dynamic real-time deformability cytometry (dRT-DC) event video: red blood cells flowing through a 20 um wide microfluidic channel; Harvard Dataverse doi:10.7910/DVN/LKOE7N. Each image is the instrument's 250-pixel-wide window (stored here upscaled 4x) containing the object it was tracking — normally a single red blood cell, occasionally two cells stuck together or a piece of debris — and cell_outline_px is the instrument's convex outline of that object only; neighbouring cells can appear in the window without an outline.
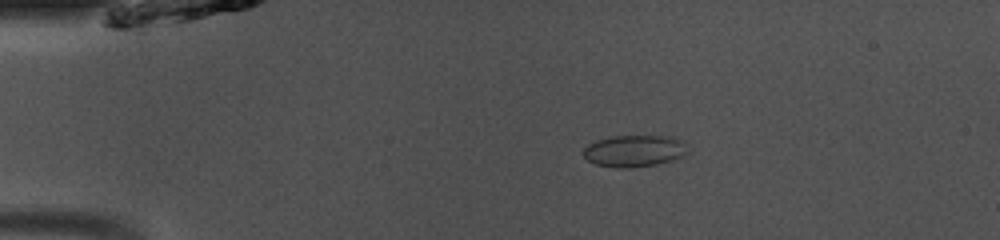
{"species": "common noctule bat (a hibernating species)", "species_latin": "Nyctalus noctula", "temperature_condition": "room temperature", "stored_images_in_passage": 48, "camera_frame_rate_fps": 3000, "um_per_image_px": 0.085, "animal": {"sex": "male", "body_mass_g": 13.0, "forearm_length_mm": 53.1}, "frame": {"image": 1, "passage_image": 9, "time_ms": 2.667, "image_size_px": [1000, 240], "cell_outline_px": [[692, 152], [684, 156], [672, 160], [656, 164], [632, 168], [616, 168], [596, 164], [588, 160], [584, 156], [584, 148], [588, 144], [596, 140], [612, 136], [672, 136], [684, 140]], "centroid_in_image_um": [54.0, 12.82], "position_along_channel_um": 31.0, "area_um2": 19.71}}
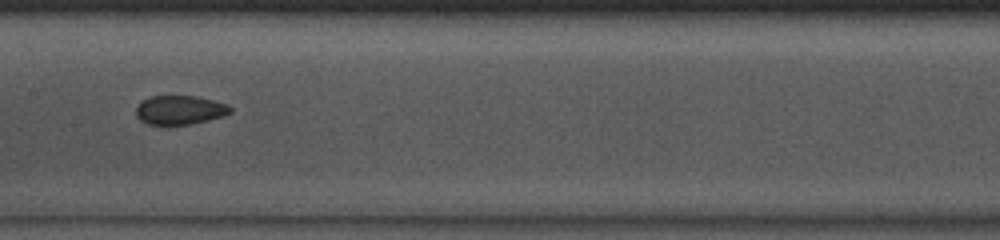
{"frame": {"image": 2, "passage_image": 24, "time_ms": 7.667, "image_size_px": [1000, 240], "cell_outline_px": [[232, 112], [220, 116], [188, 124], [148, 124], [140, 120], [136, 116], [136, 108], [140, 100], [148, 96], [196, 96], [228, 104], [232, 108]], "centroid_in_image_um": [15.23, 9.32], "position_along_channel_um": 192.2, "area_um2": 15.78}}
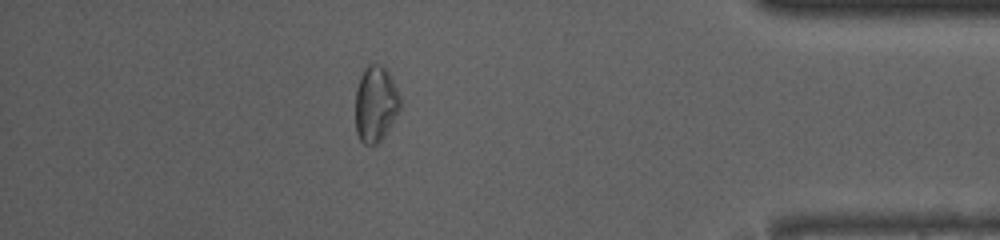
{"frame": {"image": 3, "passage_image": 42, "time_ms": 13.667, "image_size_px": [1000, 240], "cell_outline_px": [[400, 108], [396, 116], [380, 144], [364, 144], [360, 140], [356, 132], [356, 88], [360, 76], [364, 68], [368, 64], [380, 64], [388, 68], [392, 76], [400, 96]], "centroid_in_image_um": [31.94, 8.81], "position_along_channel_um": 403.3, "area_um2": 20.17}, "authors_computed_cell_mechanics": {"area_um2": 17.0221, "velocity_mm_per_s": 4.108, "shape_relaxation_time_tau1_ms": null, "shape_relaxation_time_tau2_ms": 1.1684, "deformation_change_tau1": null, "deformation_change_tau2": 0.0641}}